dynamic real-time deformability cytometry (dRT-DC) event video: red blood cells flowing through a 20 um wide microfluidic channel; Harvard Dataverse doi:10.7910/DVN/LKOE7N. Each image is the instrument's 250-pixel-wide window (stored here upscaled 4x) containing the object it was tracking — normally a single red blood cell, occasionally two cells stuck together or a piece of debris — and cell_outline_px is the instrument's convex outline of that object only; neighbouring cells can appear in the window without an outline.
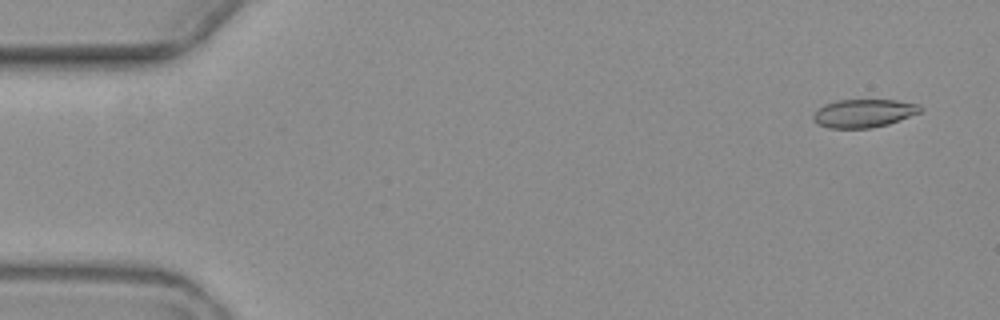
{"species": "common noctule bat (a hibernating species)", "species_latin": "Nyctalus noctula", "temperature_condition": "warm", "stored_images_in_passage": 4, "camera_frame_rate_fps": 3000, "um_per_image_px": 0.085, "animal": {"sex": "female", "body_mass_g": 19.3, "forearm_length_mm": 54.1}, "frame": {"image": 1, "passage_image": 1, "time_ms": 0.0, "image_size_px": [1000, 320], "cell_outline_px": [[924, 108], [920, 112], [900, 120], [888, 124], [868, 128], [828, 128], [816, 124], [812, 120], [812, 116], [824, 104], [836, 100], [896, 100], [920, 104]], "centroid_in_image_um": [73.41, 9.62], "position_along_channel_um": 11.6, "area_um2": 17.69}}
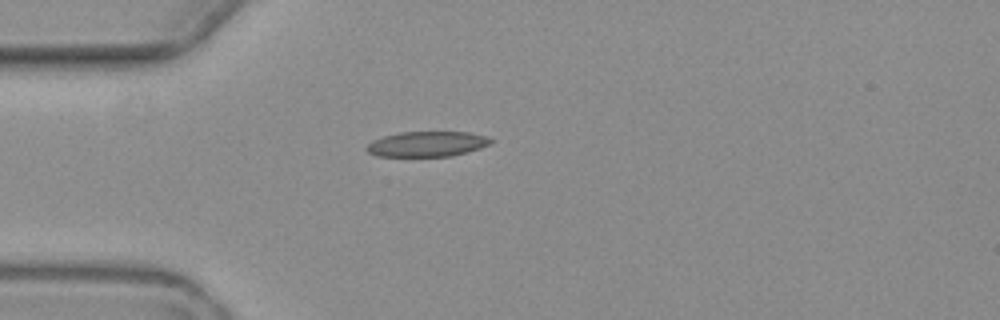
{"frame": {"image": 2, "passage_image": 4, "time_ms": 4.333, "image_size_px": [1000, 320], "cell_outline_px": [[492, 140], [488, 144], [480, 148], [452, 156], [376, 156], [368, 152], [364, 148], [372, 140], [384, 136], [400, 132], [468, 132], [488, 136]], "centroid_in_image_um": [36.27, 12.24], "position_along_channel_um": 48.7, "area_um2": 18.21}}